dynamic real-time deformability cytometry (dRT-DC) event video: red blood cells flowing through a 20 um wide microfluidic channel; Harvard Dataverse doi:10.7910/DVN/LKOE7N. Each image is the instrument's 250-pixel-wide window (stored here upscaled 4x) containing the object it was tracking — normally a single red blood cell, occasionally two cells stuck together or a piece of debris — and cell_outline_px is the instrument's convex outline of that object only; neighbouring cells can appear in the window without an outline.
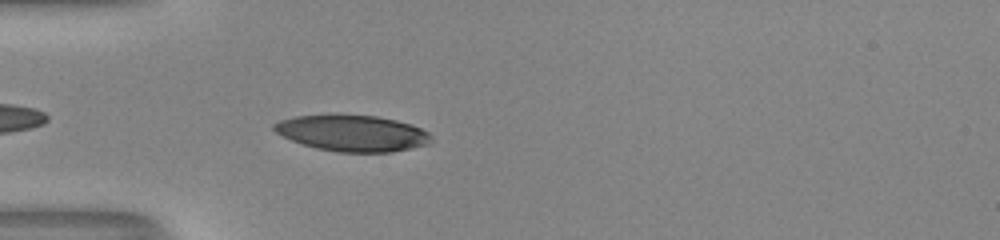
{"species": "human", "species_latin": "Homo sapiens", "temperature_condition": "room temperature", "stored_images_in_passage": 39, "camera_frame_rate_fps": 3000, "um_per_image_px": 0.085, "donor": {"sex": "male"}, "frame": {"image": 1, "passage_image": 3, "time_ms": 0.667, "image_size_px": [1000, 240], "cell_outline_px": [[432, 140], [428, 144], [392, 152], [340, 152], [316, 148], [292, 140], [276, 132], [272, 128], [272, 124], [280, 120], [296, 116], [376, 116], [396, 120], [412, 124], [428, 132], [432, 136]], "centroid_in_image_um": [29.98, 11.33], "position_along_channel_um": 55.0, "area_um2": 32.6}}
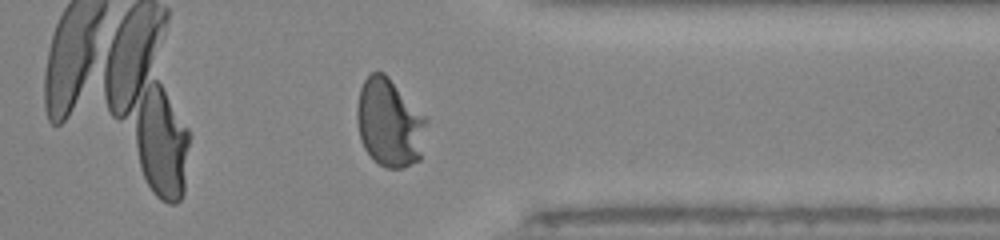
{"frame": {"image": 2, "passage_image": 28, "time_ms": 9.0, "image_size_px": [1000, 240], "cell_outline_px": [[428, 120], [420, 160], [404, 168], [388, 168], [380, 164], [364, 148], [360, 140], [356, 116], [356, 108], [360, 88], [364, 80], [372, 72], [384, 72], [428, 116]], "centroid_in_image_um": [33.13, 10.42], "position_along_channel_um": 378.3, "area_um2": 36.18}}
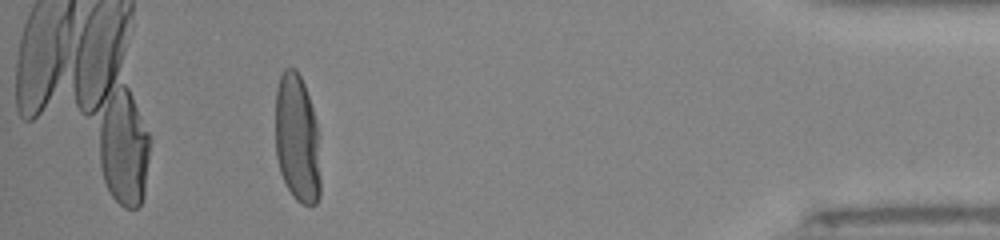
{"frame": {"image": 3, "passage_image": 34, "time_ms": 11.0, "image_size_px": [1000, 240], "cell_outline_px": [[320, 196], [316, 204], [304, 204], [296, 200], [292, 196], [280, 172], [276, 156], [276, 88], [280, 76], [284, 68], [296, 68], [304, 84], [316, 120], [320, 136]], "centroid_in_image_um": [25.28, 11.79], "position_along_channel_um": 409.9, "area_um2": 34.28}, "authors_computed_cell_mechanics": {"area_um2": 34.4488, "velocity_mm_per_s": 4.0454, "shape_relaxation_time_tau1_ms": 3.0858, "shape_relaxation_time_tau2_ms": null, "deformation_change_tau1": 0.1898, "deformation_change_tau2": null}}